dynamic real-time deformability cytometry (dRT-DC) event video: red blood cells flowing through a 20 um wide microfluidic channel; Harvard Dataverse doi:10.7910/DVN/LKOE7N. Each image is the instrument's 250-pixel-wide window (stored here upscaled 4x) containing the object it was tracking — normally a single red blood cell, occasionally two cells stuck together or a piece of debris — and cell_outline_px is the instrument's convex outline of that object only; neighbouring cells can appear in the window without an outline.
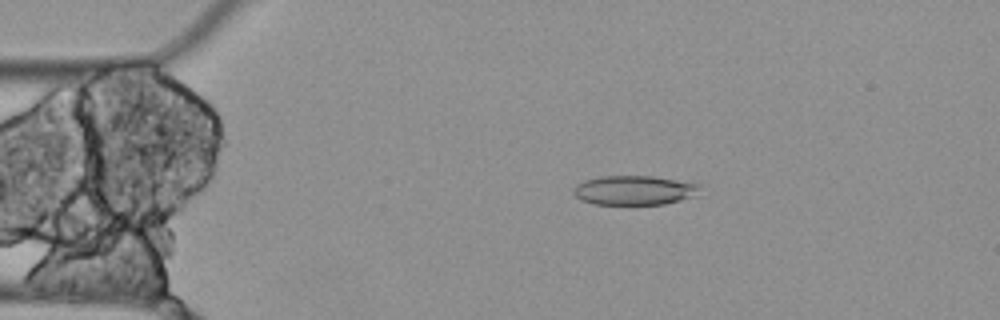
{"species": "Egyptian fruit bat (a non-hibernating species)", "species_latin": "Rousettus aegyptiacus", "temperature_condition": "cold", "stored_images_in_passage": 2, "camera_frame_rate_fps": 3000, "um_per_image_px": 0.085, "animal": {"sex": "female"}, "frame": {"image": 1, "passage_image": 2, "time_ms": 0.333, "image_size_px": [1000, 320], "cell_outline_px": [[700, 184], [696, 196], [664, 204], [596, 204], [584, 200], [576, 196], [572, 192], [572, 188], [576, 184], [584, 180], [600, 176], [652, 176]], "centroid_in_image_um": [53.89, 16.16], "position_along_channel_um": 31.1, "area_um2": 21.5}}